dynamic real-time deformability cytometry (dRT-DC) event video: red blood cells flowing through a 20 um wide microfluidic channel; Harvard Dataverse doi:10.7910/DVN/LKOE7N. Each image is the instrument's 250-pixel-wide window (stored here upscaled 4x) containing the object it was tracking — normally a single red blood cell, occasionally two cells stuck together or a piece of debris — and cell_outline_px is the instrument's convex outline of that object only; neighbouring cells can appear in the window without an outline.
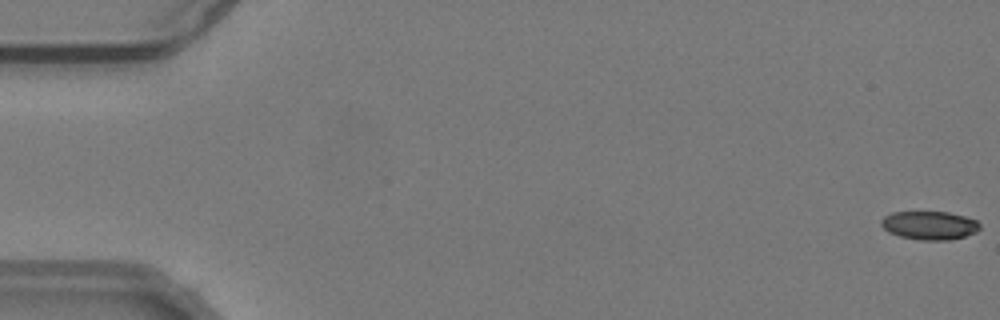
{"species": "common noctule bat (a hibernating species)", "species_latin": "Nyctalus noctula", "temperature_condition": "warm", "stored_images_in_passage": 55, "camera_frame_rate_fps": 3000, "um_per_image_px": 0.085, "animal": {"sex": "male", "body_mass_g": 19.2, "forearm_length_mm": 51.8}, "frame": {"image": 1, "passage_image": 1, "time_ms": 0.0, "image_size_px": [1000, 320], "cell_outline_px": [[980, 228], [976, 232], [964, 236], [948, 240], [920, 240], [900, 236], [888, 232], [880, 224], [880, 220], [884, 216], [892, 212], [948, 212], [964, 216], [976, 220], [980, 224]], "centroid_in_image_um": [78.99, 19.15], "position_along_channel_um": 6.0, "area_um2": 16.36}}
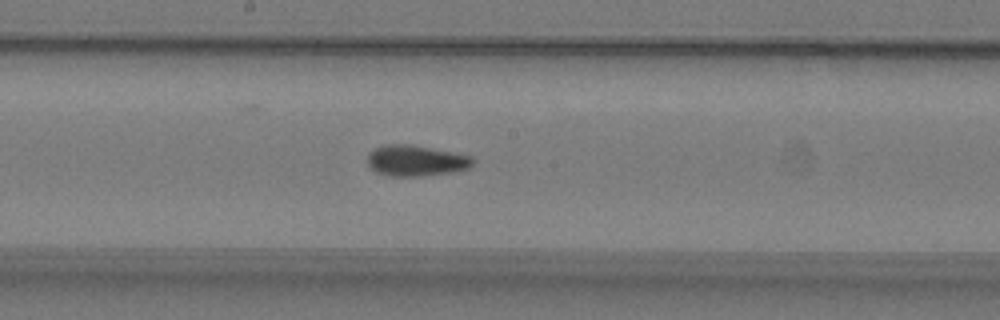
{"frame": {"image": 2, "passage_image": 30, "time_ms": 9.667, "image_size_px": [1000, 320], "cell_outline_px": [[472, 164], [468, 168], [452, 172], [420, 176], [388, 176], [376, 172], [368, 164], [368, 152], [384, 144], [412, 144], [472, 156]], "centroid_in_image_um": [35.32, 13.65], "position_along_channel_um": 212.9, "area_um2": 18.9}}
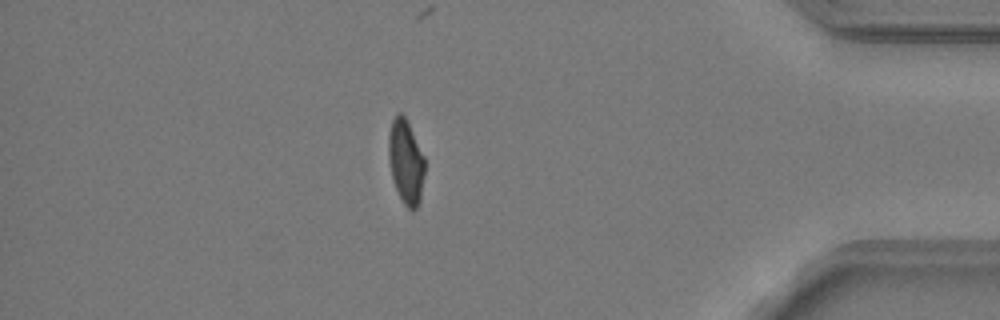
{"frame": {"image": 3, "passage_image": 48, "time_ms": 15.667, "image_size_px": [1000, 320], "cell_outline_px": [[424, 176], [420, 200], [416, 208], [412, 212], [404, 204], [396, 188], [392, 176], [388, 156], [388, 136], [392, 120], [396, 112], [400, 112], [404, 116], [424, 156]], "centroid_in_image_um": [34.49, 13.75], "position_along_channel_um": 400.7, "area_um2": 17.57}, "authors_computed_cell_mechanics": {"area_um2": 18.1492, "velocity_mm_per_s": 3.804, "shape_relaxation_time_tau1_ms": 9.9139, "shape_relaxation_time_tau2_ms": 1.6898, "deformation_change_tau1": 0.2181, "deformation_change_tau2": 0.0651}}